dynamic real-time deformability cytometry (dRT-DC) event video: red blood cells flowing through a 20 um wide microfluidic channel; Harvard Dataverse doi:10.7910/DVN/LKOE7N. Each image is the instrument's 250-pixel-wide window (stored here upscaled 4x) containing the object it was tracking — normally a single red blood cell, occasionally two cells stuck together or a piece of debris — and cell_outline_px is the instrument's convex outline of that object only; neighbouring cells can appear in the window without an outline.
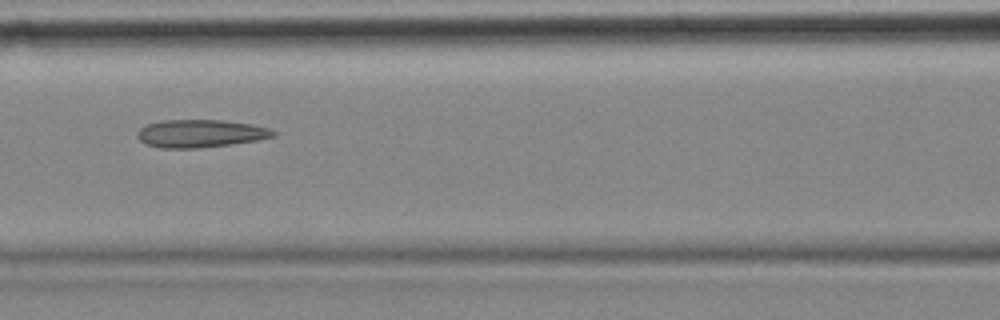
{"species": "common noctule bat (a hibernating species)", "species_latin": "Nyctalus noctula", "temperature_condition": "cold", "stored_images_in_passage": 7, "camera_frame_rate_fps": 3000, "um_per_image_px": 0.085, "animal": {"sex": "female", "body_mass_g": 18.4}, "frame": {"image": 1, "passage_image": 7, "time_ms": 2.0, "image_size_px": [1000, 320], "cell_outline_px": [[276, 136], [260, 140], [196, 148], [160, 148], [148, 144], [140, 140], [136, 136], [136, 132], [140, 128], [148, 124], [164, 120], [224, 120], [252, 124], [268, 128], [276, 132]], "centroid_in_image_um": [17.05, 11.34], "position_along_channel_um": 149.6, "area_um2": 21.96}}